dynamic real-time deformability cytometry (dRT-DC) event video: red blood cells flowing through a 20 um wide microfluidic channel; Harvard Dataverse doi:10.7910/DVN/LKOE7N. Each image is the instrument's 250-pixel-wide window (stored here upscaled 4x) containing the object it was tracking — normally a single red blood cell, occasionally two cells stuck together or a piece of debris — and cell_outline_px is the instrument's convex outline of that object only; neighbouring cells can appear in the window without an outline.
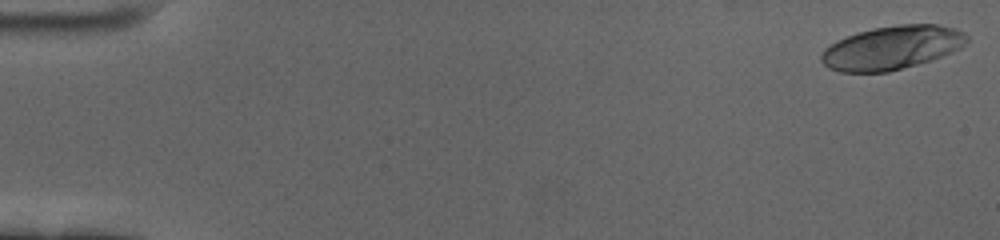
{"species": "human", "species_latin": "Homo sapiens", "temperature_condition": "cold", "stored_images_in_passage": 59, "camera_frame_rate_fps": 3000, "um_per_image_px": 0.085, "donor": {"sex": "female"}, "frame": {"image": 1, "passage_image": 1, "time_ms": 0.0, "image_size_px": [1000, 240], "cell_outline_px": [[968, 44], [952, 52], [916, 64], [888, 72], [840, 72], [828, 68], [820, 60], [820, 56], [824, 48], [848, 36], [872, 28], [900, 24], [936, 24], [956, 28], [964, 32], [968, 36]], "centroid_in_image_um": [75.83, 4.05], "position_along_channel_um": 9.2, "area_um2": 36.82}}
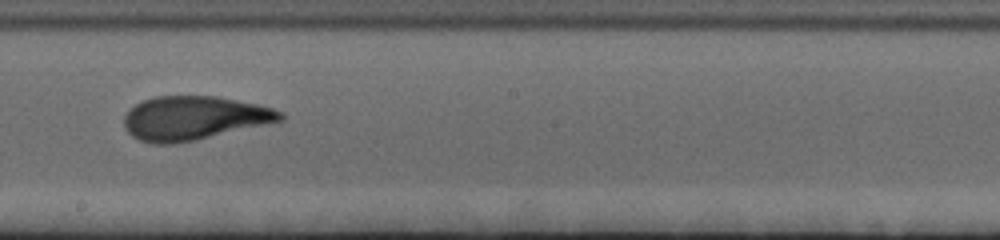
{"frame": {"image": 2, "passage_image": 34, "time_ms": 11.0, "image_size_px": [1000, 240], "cell_outline_px": [[284, 120], [196, 140], [172, 144], [152, 144], [140, 140], [132, 136], [124, 128], [124, 116], [128, 108], [144, 100], [156, 96], [216, 96], [256, 104], [272, 108], [284, 112]], "centroid_in_image_um": [16.45, 10.04], "position_along_channel_um": 231.7, "area_um2": 39.94}}
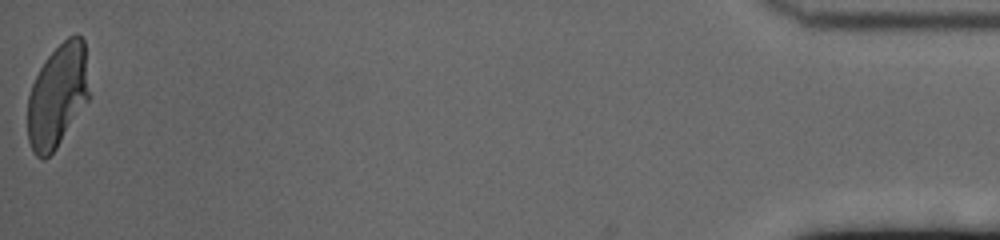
{"frame": {"image": 3, "passage_image": 59, "time_ms": 19.333, "image_size_px": [1000, 240], "cell_outline_px": [[92, 96], [56, 148], [44, 160], [40, 160], [36, 156], [28, 140], [28, 96], [32, 84], [40, 68], [48, 56], [68, 36], [76, 32], [84, 40]], "centroid_in_image_um": [4.94, 8.12], "position_along_channel_um": 430.3, "area_um2": 37.63}, "authors_computed_cell_mechanics": {"area_um2": 38.726, "velocity_mm_per_s": 3.4504, "shape_relaxation_time_tau1_ms": 4.811, "shape_relaxation_time_tau2_ms": 1.267, "deformation_change_tau1": 0.205, "deformation_change_tau2": 0.0908}}